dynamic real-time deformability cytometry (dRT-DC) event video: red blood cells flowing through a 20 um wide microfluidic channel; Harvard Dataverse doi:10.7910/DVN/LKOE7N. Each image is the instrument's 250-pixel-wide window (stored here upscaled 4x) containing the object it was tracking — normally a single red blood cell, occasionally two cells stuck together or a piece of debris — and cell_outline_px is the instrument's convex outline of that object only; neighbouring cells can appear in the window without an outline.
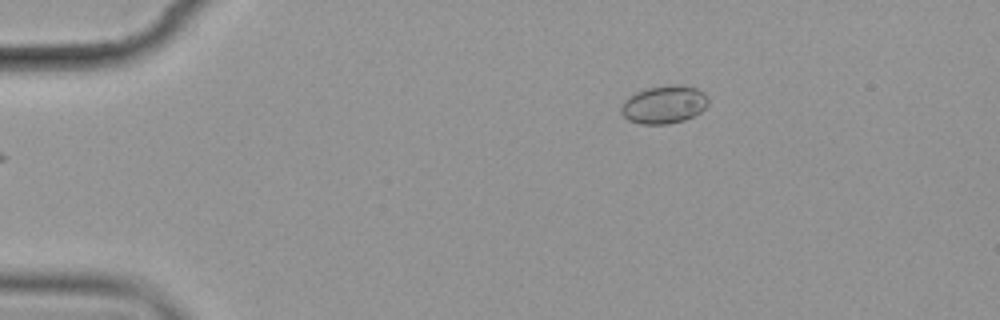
{"species": "common noctule bat (a hibernating species)", "species_latin": "Nyctalus noctula", "temperature_condition": "cold", "stored_images_in_passage": 4, "camera_frame_rate_fps": 3000, "um_per_image_px": 0.085, "animal": {"sex": "female", "body_mass_g": 19.9}, "frame": {"image": 1, "passage_image": 1, "time_ms": 0.0, "image_size_px": [1000, 320], "cell_outline_px": [[708, 104], [700, 112], [684, 120], [668, 124], [640, 124], [628, 120], [620, 112], [620, 108], [624, 100], [628, 96], [636, 92], [648, 88], [668, 84], [680, 84], [696, 88], [704, 92], [708, 96]], "centroid_in_image_um": [56.43, 8.87], "position_along_channel_um": 28.6, "area_um2": 19.48}}
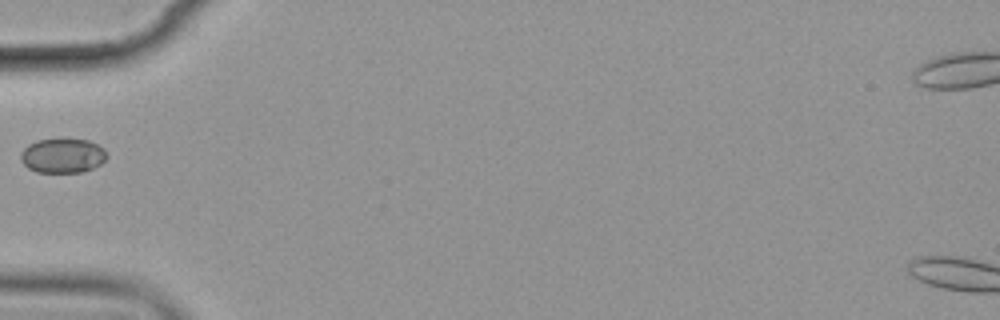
{"frame": {"image": 2, "passage_image": 4, "time_ms": 3.333, "image_size_px": [1000, 320], "cell_outline_px": [[108, 156], [100, 164], [92, 168], [80, 172], [36, 172], [28, 168], [20, 160], [20, 152], [28, 144], [36, 140], [88, 140], [104, 148]], "centroid_in_image_um": [5.3, 13.24], "position_along_channel_um": 79.7, "area_um2": 17.17}}